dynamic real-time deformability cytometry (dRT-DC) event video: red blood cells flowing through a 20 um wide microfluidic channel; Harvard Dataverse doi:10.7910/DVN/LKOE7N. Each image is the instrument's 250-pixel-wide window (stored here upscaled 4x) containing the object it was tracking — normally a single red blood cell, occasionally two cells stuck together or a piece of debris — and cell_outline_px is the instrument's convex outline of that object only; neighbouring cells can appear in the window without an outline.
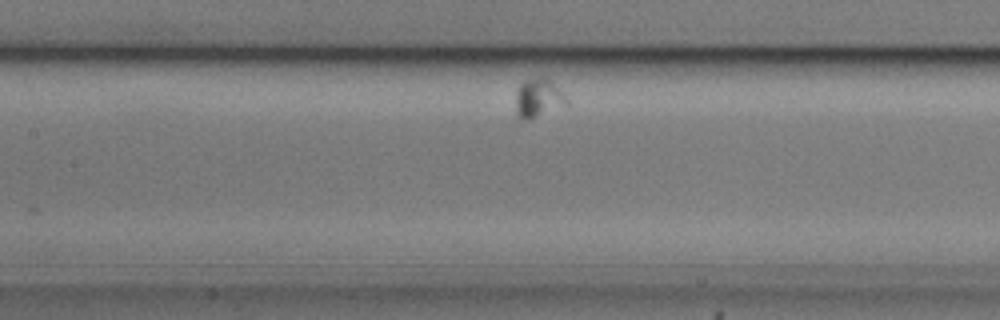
{"species": "common noctule bat (a hibernating species)", "species_latin": "Nyctalus noctula", "temperature_condition": "cold", "stored_images_in_passage": 15, "camera_frame_rate_fps": 3000, "um_per_image_px": 0.085, "animal": {"sex": "male", "body_mass_g": 20.5, "forearm_length_mm": 52.5}, "frame": {"image": 1, "passage_image": 12, "time_ms": 3.667, "image_size_px": [1000, 320], "cell_outline_px": [[568, 104], [528, 120], [520, 120], [516, 116], [516, 92], [520, 84], [528, 80], [540, 76], [544, 76], [568, 100]], "centroid_in_image_um": [45.7, 8.37], "position_along_channel_um": 161.7, "area_um2": 11.21}}